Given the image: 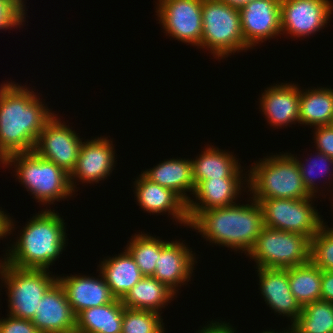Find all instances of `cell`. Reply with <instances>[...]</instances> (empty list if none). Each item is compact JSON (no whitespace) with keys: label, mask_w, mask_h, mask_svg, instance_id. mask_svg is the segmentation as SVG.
Segmentation results:
<instances>
[{"label":"cell","mask_w":333,"mask_h":333,"mask_svg":"<svg viewBox=\"0 0 333 333\" xmlns=\"http://www.w3.org/2000/svg\"><path fill=\"white\" fill-rule=\"evenodd\" d=\"M325 224L310 239L309 260L322 271H329L333 269V226Z\"/></svg>","instance_id":"33"},{"label":"cell","mask_w":333,"mask_h":333,"mask_svg":"<svg viewBox=\"0 0 333 333\" xmlns=\"http://www.w3.org/2000/svg\"><path fill=\"white\" fill-rule=\"evenodd\" d=\"M47 208L23 226L16 242L8 247L6 257L1 256L5 263L18 268L49 270L59 258L67 243V228L63 216Z\"/></svg>","instance_id":"3"},{"label":"cell","mask_w":333,"mask_h":333,"mask_svg":"<svg viewBox=\"0 0 333 333\" xmlns=\"http://www.w3.org/2000/svg\"><path fill=\"white\" fill-rule=\"evenodd\" d=\"M314 145L317 151L326 154L333 159V127L331 125L313 128Z\"/></svg>","instance_id":"36"},{"label":"cell","mask_w":333,"mask_h":333,"mask_svg":"<svg viewBox=\"0 0 333 333\" xmlns=\"http://www.w3.org/2000/svg\"><path fill=\"white\" fill-rule=\"evenodd\" d=\"M321 300L333 303V269L322 271Z\"/></svg>","instance_id":"38"},{"label":"cell","mask_w":333,"mask_h":333,"mask_svg":"<svg viewBox=\"0 0 333 333\" xmlns=\"http://www.w3.org/2000/svg\"><path fill=\"white\" fill-rule=\"evenodd\" d=\"M57 280L76 316L87 308L99 307L116 300L100 272L97 278L71 274L66 277L57 276Z\"/></svg>","instance_id":"21"},{"label":"cell","mask_w":333,"mask_h":333,"mask_svg":"<svg viewBox=\"0 0 333 333\" xmlns=\"http://www.w3.org/2000/svg\"><path fill=\"white\" fill-rule=\"evenodd\" d=\"M141 173L148 180L172 189L186 203L191 199L186 192L193 194L195 190L191 158L165 159L153 168L141 171Z\"/></svg>","instance_id":"23"},{"label":"cell","mask_w":333,"mask_h":333,"mask_svg":"<svg viewBox=\"0 0 333 333\" xmlns=\"http://www.w3.org/2000/svg\"><path fill=\"white\" fill-rule=\"evenodd\" d=\"M291 292L301 307L321 299L322 270L310 260L288 268Z\"/></svg>","instance_id":"28"},{"label":"cell","mask_w":333,"mask_h":333,"mask_svg":"<svg viewBox=\"0 0 333 333\" xmlns=\"http://www.w3.org/2000/svg\"><path fill=\"white\" fill-rule=\"evenodd\" d=\"M259 99V109L273 128L299 122L300 87L295 83H278L267 87Z\"/></svg>","instance_id":"19"},{"label":"cell","mask_w":333,"mask_h":333,"mask_svg":"<svg viewBox=\"0 0 333 333\" xmlns=\"http://www.w3.org/2000/svg\"><path fill=\"white\" fill-rule=\"evenodd\" d=\"M114 256L104 257L97 271L102 274L116 299L122 300L143 275L126 249Z\"/></svg>","instance_id":"24"},{"label":"cell","mask_w":333,"mask_h":333,"mask_svg":"<svg viewBox=\"0 0 333 333\" xmlns=\"http://www.w3.org/2000/svg\"><path fill=\"white\" fill-rule=\"evenodd\" d=\"M49 272L46 269L18 268L0 260V279L7 288L8 315L32 321L40 300L57 281V276Z\"/></svg>","instance_id":"7"},{"label":"cell","mask_w":333,"mask_h":333,"mask_svg":"<svg viewBox=\"0 0 333 333\" xmlns=\"http://www.w3.org/2000/svg\"><path fill=\"white\" fill-rule=\"evenodd\" d=\"M0 333H40L31 320L13 317L0 319Z\"/></svg>","instance_id":"35"},{"label":"cell","mask_w":333,"mask_h":333,"mask_svg":"<svg viewBox=\"0 0 333 333\" xmlns=\"http://www.w3.org/2000/svg\"><path fill=\"white\" fill-rule=\"evenodd\" d=\"M166 242L158 236L141 232L131 236L124 249L133 257L143 276H153L160 250Z\"/></svg>","instance_id":"30"},{"label":"cell","mask_w":333,"mask_h":333,"mask_svg":"<svg viewBox=\"0 0 333 333\" xmlns=\"http://www.w3.org/2000/svg\"><path fill=\"white\" fill-rule=\"evenodd\" d=\"M221 1H224L226 4L234 8L240 9L245 5H247L249 2H252L254 0H221Z\"/></svg>","instance_id":"40"},{"label":"cell","mask_w":333,"mask_h":333,"mask_svg":"<svg viewBox=\"0 0 333 333\" xmlns=\"http://www.w3.org/2000/svg\"><path fill=\"white\" fill-rule=\"evenodd\" d=\"M114 145L113 140L104 136L83 141L75 168L69 175L74 194L78 191L77 182L97 184L108 176L111 177L117 159Z\"/></svg>","instance_id":"13"},{"label":"cell","mask_w":333,"mask_h":333,"mask_svg":"<svg viewBox=\"0 0 333 333\" xmlns=\"http://www.w3.org/2000/svg\"><path fill=\"white\" fill-rule=\"evenodd\" d=\"M55 114L44 126L36 141L34 152L49 160L69 175L75 168L83 138ZM82 139V140H81Z\"/></svg>","instance_id":"11"},{"label":"cell","mask_w":333,"mask_h":333,"mask_svg":"<svg viewBox=\"0 0 333 333\" xmlns=\"http://www.w3.org/2000/svg\"><path fill=\"white\" fill-rule=\"evenodd\" d=\"M124 305L120 299L87 308L76 316L75 333H121Z\"/></svg>","instance_id":"27"},{"label":"cell","mask_w":333,"mask_h":333,"mask_svg":"<svg viewBox=\"0 0 333 333\" xmlns=\"http://www.w3.org/2000/svg\"><path fill=\"white\" fill-rule=\"evenodd\" d=\"M217 320L208 321L210 322L208 325H204L202 329L195 333H236V329L229 322Z\"/></svg>","instance_id":"37"},{"label":"cell","mask_w":333,"mask_h":333,"mask_svg":"<svg viewBox=\"0 0 333 333\" xmlns=\"http://www.w3.org/2000/svg\"><path fill=\"white\" fill-rule=\"evenodd\" d=\"M259 289L265 303L278 315L286 316L291 325L299 317L302 307L290 289L288 268H256Z\"/></svg>","instance_id":"20"},{"label":"cell","mask_w":333,"mask_h":333,"mask_svg":"<svg viewBox=\"0 0 333 333\" xmlns=\"http://www.w3.org/2000/svg\"><path fill=\"white\" fill-rule=\"evenodd\" d=\"M279 153H272L251 165L247 171L249 195L257 202L263 199H305L312 196L304 186L294 155Z\"/></svg>","instance_id":"4"},{"label":"cell","mask_w":333,"mask_h":333,"mask_svg":"<svg viewBox=\"0 0 333 333\" xmlns=\"http://www.w3.org/2000/svg\"><path fill=\"white\" fill-rule=\"evenodd\" d=\"M201 49L220 61L235 52L248 51L241 27L240 11L221 0H203Z\"/></svg>","instance_id":"6"},{"label":"cell","mask_w":333,"mask_h":333,"mask_svg":"<svg viewBox=\"0 0 333 333\" xmlns=\"http://www.w3.org/2000/svg\"><path fill=\"white\" fill-rule=\"evenodd\" d=\"M280 5L281 0H254L239 9L244 41L250 49L281 35Z\"/></svg>","instance_id":"14"},{"label":"cell","mask_w":333,"mask_h":333,"mask_svg":"<svg viewBox=\"0 0 333 333\" xmlns=\"http://www.w3.org/2000/svg\"><path fill=\"white\" fill-rule=\"evenodd\" d=\"M292 333H333V303L316 300L302 307Z\"/></svg>","instance_id":"29"},{"label":"cell","mask_w":333,"mask_h":333,"mask_svg":"<svg viewBox=\"0 0 333 333\" xmlns=\"http://www.w3.org/2000/svg\"><path fill=\"white\" fill-rule=\"evenodd\" d=\"M177 294L152 276H143L121 300L124 307L160 313Z\"/></svg>","instance_id":"25"},{"label":"cell","mask_w":333,"mask_h":333,"mask_svg":"<svg viewBox=\"0 0 333 333\" xmlns=\"http://www.w3.org/2000/svg\"><path fill=\"white\" fill-rule=\"evenodd\" d=\"M25 4V0H0V30L6 31L25 25L28 11Z\"/></svg>","instance_id":"34"},{"label":"cell","mask_w":333,"mask_h":333,"mask_svg":"<svg viewBox=\"0 0 333 333\" xmlns=\"http://www.w3.org/2000/svg\"><path fill=\"white\" fill-rule=\"evenodd\" d=\"M32 323L40 333H75L76 315L58 280L40 300Z\"/></svg>","instance_id":"17"},{"label":"cell","mask_w":333,"mask_h":333,"mask_svg":"<svg viewBox=\"0 0 333 333\" xmlns=\"http://www.w3.org/2000/svg\"><path fill=\"white\" fill-rule=\"evenodd\" d=\"M1 164L3 168L13 166L16 179L43 206L73 196L69 174L34 151L12 154Z\"/></svg>","instance_id":"5"},{"label":"cell","mask_w":333,"mask_h":333,"mask_svg":"<svg viewBox=\"0 0 333 333\" xmlns=\"http://www.w3.org/2000/svg\"><path fill=\"white\" fill-rule=\"evenodd\" d=\"M133 183L137 205L143 211L157 215L165 213L180 225L189 226L187 203L172 189L148 180L142 173Z\"/></svg>","instance_id":"16"},{"label":"cell","mask_w":333,"mask_h":333,"mask_svg":"<svg viewBox=\"0 0 333 333\" xmlns=\"http://www.w3.org/2000/svg\"><path fill=\"white\" fill-rule=\"evenodd\" d=\"M226 178L207 179L200 182L187 202L189 223L201 212L212 208L227 207L236 204L241 191L247 190L248 179ZM246 182V183H245ZM243 185H246L245 187ZM244 188V190L242 188Z\"/></svg>","instance_id":"18"},{"label":"cell","mask_w":333,"mask_h":333,"mask_svg":"<svg viewBox=\"0 0 333 333\" xmlns=\"http://www.w3.org/2000/svg\"><path fill=\"white\" fill-rule=\"evenodd\" d=\"M315 197L312 195L305 199L276 198L259 201L264 226L302 234L310 240L324 223L322 215L312 205Z\"/></svg>","instance_id":"9"},{"label":"cell","mask_w":333,"mask_h":333,"mask_svg":"<svg viewBox=\"0 0 333 333\" xmlns=\"http://www.w3.org/2000/svg\"><path fill=\"white\" fill-rule=\"evenodd\" d=\"M26 85H0V165L10 155L34 150L40 132L55 115Z\"/></svg>","instance_id":"1"},{"label":"cell","mask_w":333,"mask_h":333,"mask_svg":"<svg viewBox=\"0 0 333 333\" xmlns=\"http://www.w3.org/2000/svg\"><path fill=\"white\" fill-rule=\"evenodd\" d=\"M183 242V240L180 242V239L179 241L167 240L160 250V256L156 261L155 272L152 276L176 294L179 293L178 287L191 281L194 265L197 263L195 252L193 253L192 248Z\"/></svg>","instance_id":"15"},{"label":"cell","mask_w":333,"mask_h":333,"mask_svg":"<svg viewBox=\"0 0 333 333\" xmlns=\"http://www.w3.org/2000/svg\"><path fill=\"white\" fill-rule=\"evenodd\" d=\"M247 204L236 203L227 207L201 211L190 223L206 241L244 252L253 247L264 227L262 209L251 196Z\"/></svg>","instance_id":"2"},{"label":"cell","mask_w":333,"mask_h":333,"mask_svg":"<svg viewBox=\"0 0 333 333\" xmlns=\"http://www.w3.org/2000/svg\"><path fill=\"white\" fill-rule=\"evenodd\" d=\"M203 0H157L156 16L166 36L201 48Z\"/></svg>","instance_id":"10"},{"label":"cell","mask_w":333,"mask_h":333,"mask_svg":"<svg viewBox=\"0 0 333 333\" xmlns=\"http://www.w3.org/2000/svg\"><path fill=\"white\" fill-rule=\"evenodd\" d=\"M260 333H292V330H291V326L289 325L286 330H283L281 332L280 331L279 332L278 331L275 332L274 329L273 330H268L267 329L265 331L263 330V332H260Z\"/></svg>","instance_id":"41"},{"label":"cell","mask_w":333,"mask_h":333,"mask_svg":"<svg viewBox=\"0 0 333 333\" xmlns=\"http://www.w3.org/2000/svg\"><path fill=\"white\" fill-rule=\"evenodd\" d=\"M330 0H281V35L305 38L324 29L332 18ZM291 35V36H290Z\"/></svg>","instance_id":"12"},{"label":"cell","mask_w":333,"mask_h":333,"mask_svg":"<svg viewBox=\"0 0 333 333\" xmlns=\"http://www.w3.org/2000/svg\"><path fill=\"white\" fill-rule=\"evenodd\" d=\"M0 208H1L0 209V238L3 240V238H5L6 236H10L11 232L15 231L16 227H14V226H16L15 225L16 223L13 220V218L11 219L9 213H8V215H7V213L5 214V211L4 210L2 211V207H0Z\"/></svg>","instance_id":"39"},{"label":"cell","mask_w":333,"mask_h":333,"mask_svg":"<svg viewBox=\"0 0 333 333\" xmlns=\"http://www.w3.org/2000/svg\"><path fill=\"white\" fill-rule=\"evenodd\" d=\"M309 251L306 236L264 226L246 256L256 268H289L307 263Z\"/></svg>","instance_id":"8"},{"label":"cell","mask_w":333,"mask_h":333,"mask_svg":"<svg viewBox=\"0 0 333 333\" xmlns=\"http://www.w3.org/2000/svg\"><path fill=\"white\" fill-rule=\"evenodd\" d=\"M192 170L195 187L207 179L244 178L239 159L229 151L221 150L217 146L208 145L196 159L193 158ZM243 173V174H242ZM246 176H245V175ZM245 176V177H243Z\"/></svg>","instance_id":"22"},{"label":"cell","mask_w":333,"mask_h":333,"mask_svg":"<svg viewBox=\"0 0 333 333\" xmlns=\"http://www.w3.org/2000/svg\"><path fill=\"white\" fill-rule=\"evenodd\" d=\"M316 155H313L314 158L311 156L309 157V159L305 160L302 162L301 159L299 157L294 156L296 162L299 165V169L301 172V177L304 183L305 188L307 189V191L311 194L316 196V194L319 192L318 190V184L315 183V181L319 178L318 175H324V177H328L325 178L327 181H329V185L331 186V184L333 183V159L329 156H327L324 153H321L320 151L316 150ZM304 162H306L304 164ZM331 167V168H330ZM332 172V173H331ZM328 174V175H327ZM322 175V176H323ZM318 176V178H317ZM321 176V178H322ZM330 178V179H329ZM331 183V184H330ZM333 195V193H332Z\"/></svg>","instance_id":"31"},{"label":"cell","mask_w":333,"mask_h":333,"mask_svg":"<svg viewBox=\"0 0 333 333\" xmlns=\"http://www.w3.org/2000/svg\"><path fill=\"white\" fill-rule=\"evenodd\" d=\"M333 120V89L313 87L301 90L299 101V122L311 127L331 125Z\"/></svg>","instance_id":"26"},{"label":"cell","mask_w":333,"mask_h":333,"mask_svg":"<svg viewBox=\"0 0 333 333\" xmlns=\"http://www.w3.org/2000/svg\"><path fill=\"white\" fill-rule=\"evenodd\" d=\"M161 314L124 307L121 333H165Z\"/></svg>","instance_id":"32"}]
</instances>
